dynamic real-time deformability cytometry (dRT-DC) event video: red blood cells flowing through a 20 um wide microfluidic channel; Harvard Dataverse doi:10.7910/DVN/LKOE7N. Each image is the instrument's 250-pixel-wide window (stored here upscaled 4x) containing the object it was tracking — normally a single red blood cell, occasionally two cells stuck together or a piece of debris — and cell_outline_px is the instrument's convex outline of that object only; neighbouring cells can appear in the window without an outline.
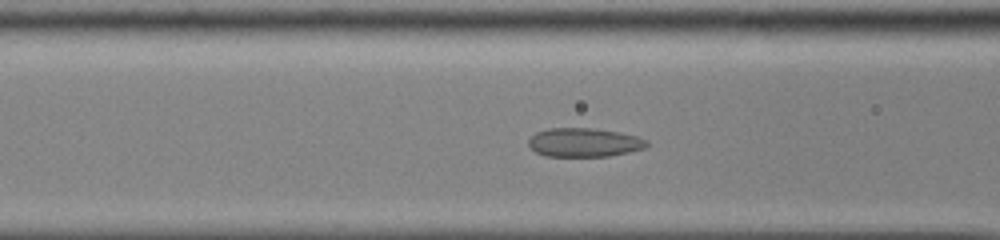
{"species": "common noctule bat (a hibernating species)", "species_latin": "Nyctalus noctula", "temperature_condition": "cold", "stored_images_in_passage": 48, "camera_frame_rate_fps": 3000, "um_per_image_px": 0.085, "animal": {"sex": "male", "body_mass_g": 13.0, "forearm_length_mm": 53.1}, "frame": {"image": 1, "passage_image": 17, "time_ms": 5.333, "image_size_px": [1000, 240], "cell_outline_px": [[648, 144], [644, 148], [628, 152], [608, 156], [544, 156], [536, 152], [528, 144], [528, 140], [536, 132], [548, 128], [592, 128], [616, 132], [636, 136], [648, 140]], "centroid_in_image_um": [49.63, 12.11], "position_along_channel_um": 117.0, "area_um2": 19.71}}
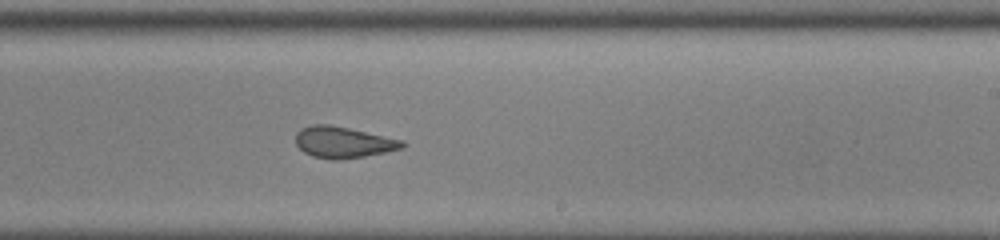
{"frame": {"image": 2, "passage_image": 28, "time_ms": 9.0, "image_size_px": [1000, 240], "cell_outline_px": [[408, 144], [404, 148], [364, 156], [340, 160], [332, 160], [312, 156], [304, 152], [296, 144], [296, 132], [300, 128], [312, 124], [328, 124], [348, 128], [404, 140]], "centroid_in_image_um": [29.18, 12.09], "position_along_channel_um": 259.8, "area_um2": 19.54}}
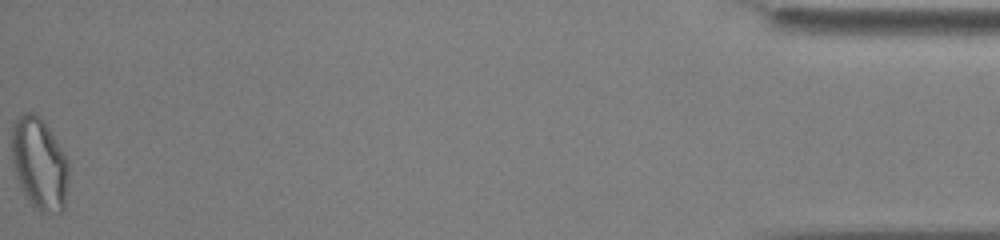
{"frame": {"image": 3, "passage_image": 48, "time_ms": 15.667, "image_size_px": [1000, 240], "cell_outline_px": [[68, 176], [64, 212], [40, 216], [28, 200], [20, 188], [12, 164], [12, 124], [24, 112], [32, 112], [40, 116], [48, 128], [68, 160]], "centroid_in_image_um": [3.34, 13.99], "position_along_channel_um": 431.9, "area_um2": 30.98}, "authors_computed_cell_mechanics": {"area_um2": 21.5305, "velocity_mm_per_s": 3.9031, "shape_relaxation_time_tau1_ms": null, "shape_relaxation_time_tau2_ms": 1.6617, "deformation_change_tau1": null, "deformation_change_tau2": 0.0728}}